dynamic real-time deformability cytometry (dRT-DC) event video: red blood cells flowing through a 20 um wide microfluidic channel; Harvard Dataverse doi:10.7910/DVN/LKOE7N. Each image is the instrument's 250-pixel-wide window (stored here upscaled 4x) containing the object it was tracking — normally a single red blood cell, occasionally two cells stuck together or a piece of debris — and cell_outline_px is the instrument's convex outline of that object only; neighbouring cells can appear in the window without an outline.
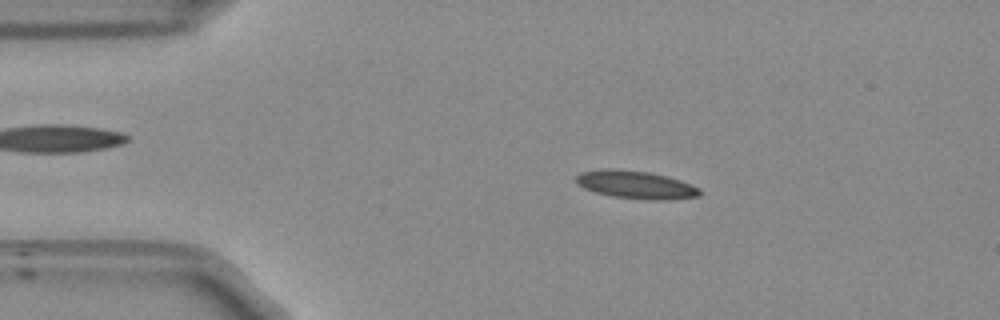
{"species": "Egyptian fruit bat (a non-hibernating species)", "species_latin": "Rousettus aegyptiacus", "temperature_condition": "room temperature", "stored_images_in_passage": 52, "camera_frame_rate_fps": 3000, "um_per_image_px": 0.085, "frame": {"image": 1, "passage_image": 9, "time_ms": 2.667, "image_size_px": [1000, 320], "cell_outline_px": [[700, 196], [668, 200], [656, 200], [612, 196], [596, 192], [584, 188], [576, 184], [576, 176], [580, 172], [608, 168], [648, 172], [668, 176], [680, 180], [700, 188]], "centroid_in_image_um": [54.05, 15.7], "position_along_channel_um": 31.0, "area_um2": 20.0}}
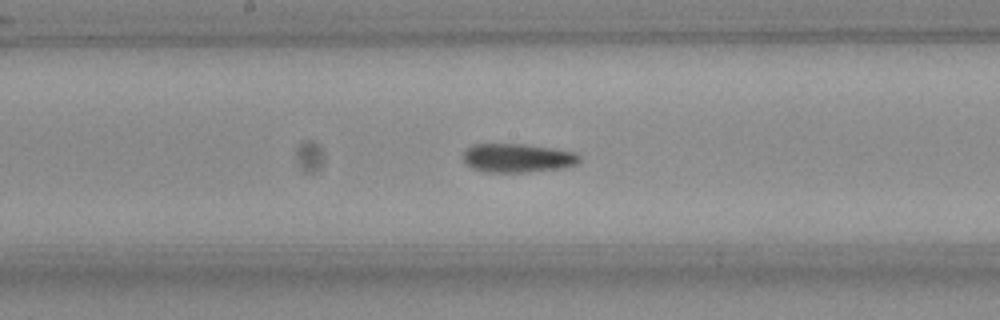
{"frame": {"image": 2, "passage_image": 26, "time_ms": 8.333, "image_size_px": [1000, 320], "cell_outline_px": [[580, 160], [576, 164], [564, 168], [528, 172], [480, 172], [472, 168], [464, 160], [464, 152], [472, 144], [524, 144], [552, 148], [576, 152], [580, 156]], "centroid_in_image_um": [44.01, 13.43], "position_along_channel_um": 204.2, "area_um2": 19.59}}
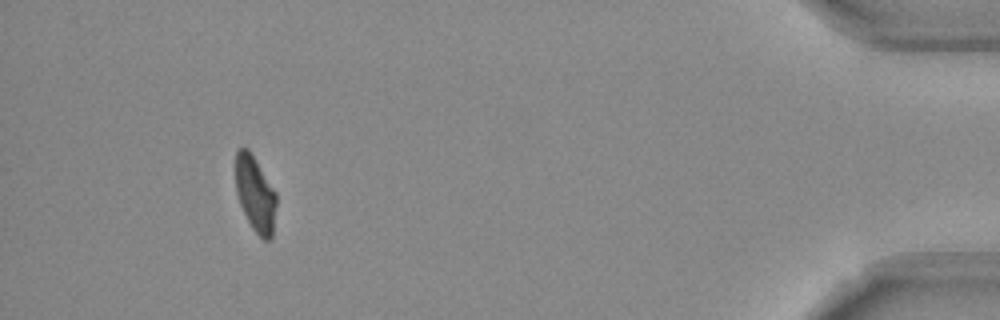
{"frame": {"image": 3, "passage_image": 48, "time_ms": 15.667, "image_size_px": [1000, 320], "cell_outline_px": [[276, 204], [272, 236], [268, 240], [264, 240], [252, 228], [240, 204], [236, 192], [236, 152], [240, 148], [248, 148], [276, 192]], "centroid_in_image_um": [21.7, 16.49], "position_along_channel_um": 413.5, "area_um2": 17.63}, "authors_computed_cell_mechanics": {"area_um2": 19.2474, "velocity_mm_per_s": 3.8107, "shape_relaxation_time_tau1_ms": 6.1634, "shape_relaxation_time_tau2_ms": 3.7932, "deformation_change_tau1": 0.159, "deformation_change_tau2": 0.1039}}